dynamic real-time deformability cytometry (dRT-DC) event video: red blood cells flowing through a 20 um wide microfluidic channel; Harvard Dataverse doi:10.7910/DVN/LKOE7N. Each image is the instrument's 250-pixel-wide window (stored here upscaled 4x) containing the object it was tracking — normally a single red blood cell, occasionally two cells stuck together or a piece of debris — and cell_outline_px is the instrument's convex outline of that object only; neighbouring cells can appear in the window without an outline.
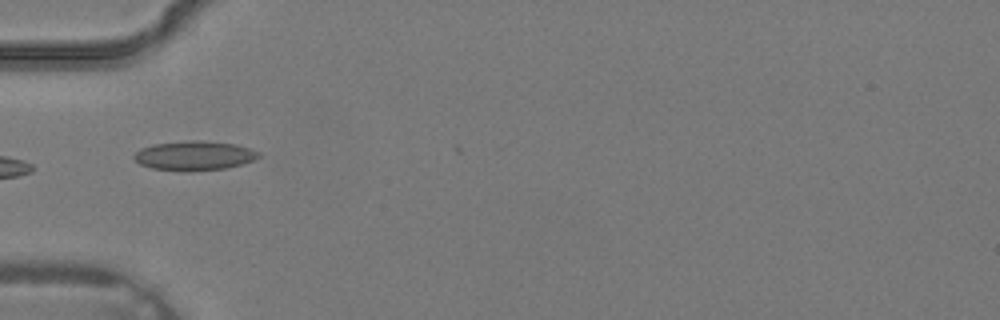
{"species": "common noctule bat (a hibernating species)", "species_latin": "Nyctalus noctula", "temperature_condition": "warm", "stored_images_in_passage": 2, "camera_frame_rate_fps": 3000, "um_per_image_px": 0.085, "animal": {"sex": "male", "body_mass_g": 19.2, "forearm_length_mm": 51.8}, "frame": {"image": 1, "passage_image": 2, "time_ms": 0.333, "image_size_px": [1000, 320], "cell_outline_px": [[260, 156], [252, 160], [240, 164], [224, 168], [188, 172], [152, 168], [140, 164], [132, 156], [140, 148], [152, 144], [188, 140], [200, 140], [236, 144], [260, 152]], "centroid_in_image_um": [16.48, 13.22], "position_along_channel_um": 68.5, "area_um2": 21.33}}